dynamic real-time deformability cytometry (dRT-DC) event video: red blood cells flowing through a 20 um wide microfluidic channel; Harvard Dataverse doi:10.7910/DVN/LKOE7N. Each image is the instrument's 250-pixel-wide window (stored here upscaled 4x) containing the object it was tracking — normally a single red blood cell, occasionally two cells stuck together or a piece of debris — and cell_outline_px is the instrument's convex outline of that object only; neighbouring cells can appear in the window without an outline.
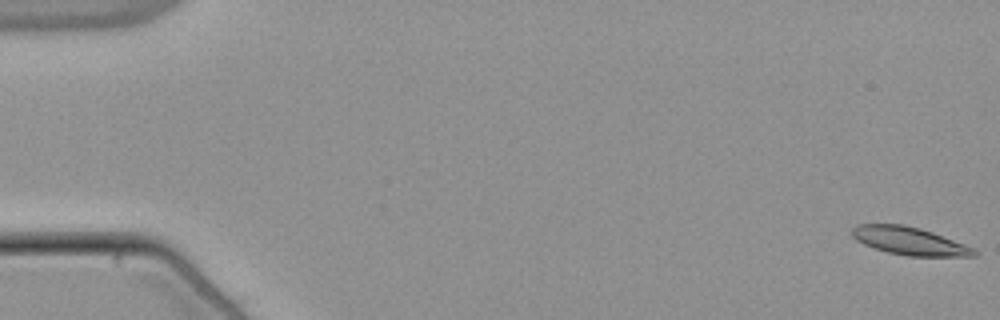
{"species": "common noctule bat (a hibernating species)", "species_latin": "Nyctalus noctula", "temperature_condition": "warm", "stored_images_in_passage": 55, "camera_frame_rate_fps": 3000, "um_per_image_px": 0.085, "animal": {"sex": "male", "body_mass_g": 21.5, "forearm_length_mm": 52.0}, "frame": {"image": 1, "passage_image": 1, "time_ms": 0.0, "image_size_px": [1000, 320], "cell_outline_px": [[980, 252], [976, 256], [908, 256], [888, 252], [864, 244], [856, 240], [852, 236], [852, 228], [856, 224], [904, 224], [920, 228], [932, 232], [964, 244]], "centroid_in_image_um": [77.3, 20.47], "position_along_channel_um": 7.7, "area_um2": 19.71}}
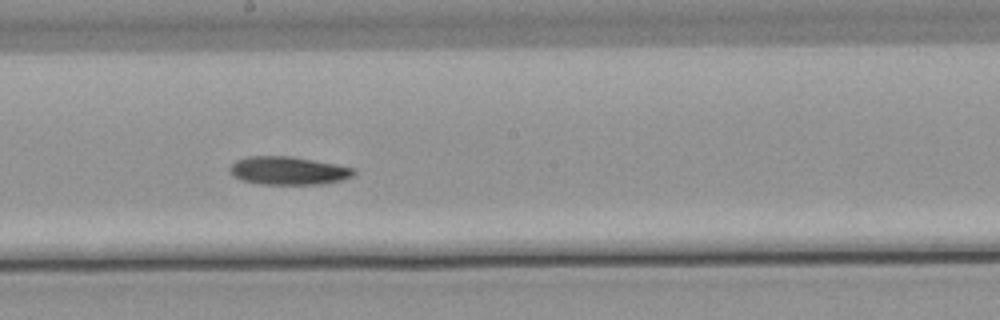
{"frame": {"image": 2, "passage_image": 31, "time_ms": 10.0, "image_size_px": [1000, 320], "cell_outline_px": [[356, 172], [352, 176], [344, 180], [320, 184], [260, 184], [240, 180], [232, 176], [228, 168], [236, 160], [248, 156], [288, 156], [336, 164], [352, 168]], "centroid_in_image_um": [24.46, 14.51], "position_along_channel_um": 223.7, "area_um2": 20.35}}
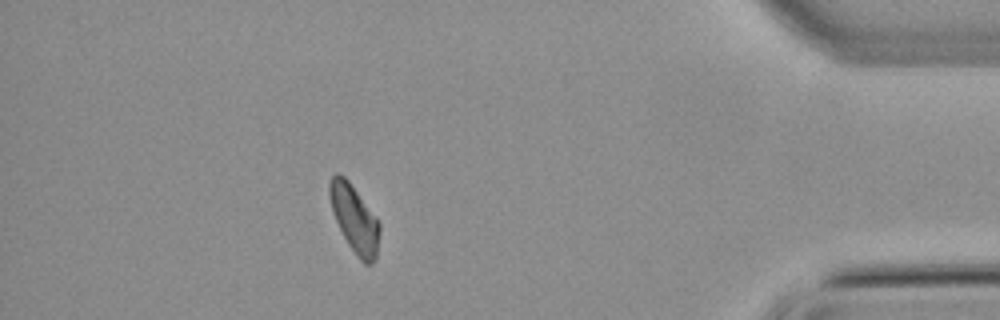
{"frame": {"image": 3, "passage_image": 49, "time_ms": 16.0, "image_size_px": [1000, 320], "cell_outline_px": [[380, 232], [376, 260], [372, 264], [364, 264], [356, 256], [348, 244], [332, 212], [328, 196], [328, 184], [332, 176], [336, 172], [340, 172], [348, 180], [376, 216], [380, 224]], "centroid_in_image_um": [30.13, 18.59], "position_along_channel_um": 405.1, "area_um2": 19.88}, "authors_computed_cell_mechanics": {"area_um2": 19.9988, "velocity_mm_per_s": 3.7989, "shape_relaxation_time_tau1_ms": 9.9952, "shape_relaxation_time_tau2_ms": null, "deformation_change_tau1": 0.1934, "deformation_change_tau2": null}}